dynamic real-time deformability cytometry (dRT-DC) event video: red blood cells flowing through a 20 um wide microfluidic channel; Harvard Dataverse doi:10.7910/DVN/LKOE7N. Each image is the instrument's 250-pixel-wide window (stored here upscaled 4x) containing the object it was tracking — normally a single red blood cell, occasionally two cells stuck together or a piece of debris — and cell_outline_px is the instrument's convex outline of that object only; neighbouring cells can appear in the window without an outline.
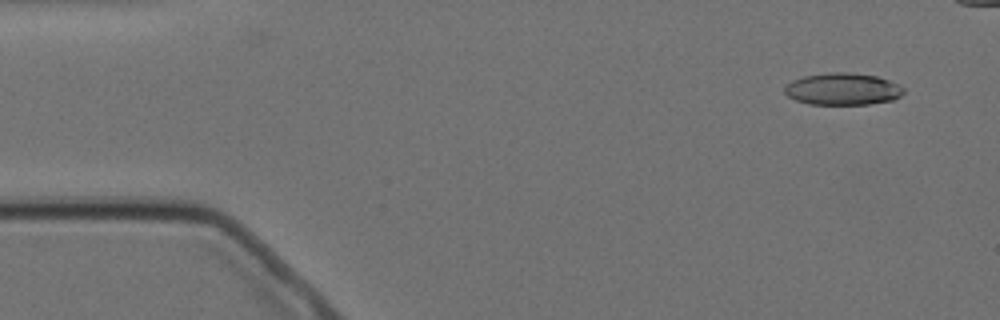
{"species": "Egyptian fruit bat (a non-hibernating species)", "species_latin": "Rousettus aegyptiacus", "temperature_condition": "cold", "stored_images_in_passage": 13, "camera_frame_rate_fps": 3000, "um_per_image_px": 0.085, "animal": {"sex": "female"}, "frame": {"image": 1, "passage_image": 1, "time_ms": 0.0, "image_size_px": [1000, 320], "cell_outline_px": [[904, 92], [900, 96], [892, 100], [868, 104], [808, 104], [796, 100], [788, 96], [784, 92], [784, 88], [792, 80], [804, 76], [828, 72], [848, 72], [876, 76], [888, 80], [904, 88]], "centroid_in_image_um": [71.61, 7.56], "position_along_channel_um": 13.4, "area_um2": 22.08}}
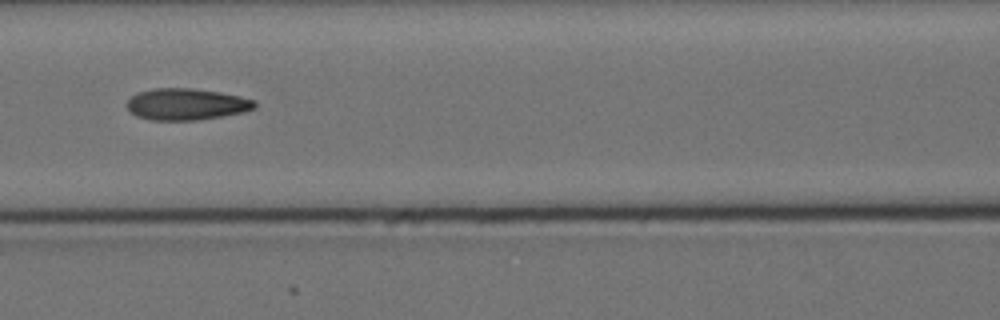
{"frame": {"image": 2, "passage_image": 6, "time_ms": 6.667, "image_size_px": [1000, 320], "cell_outline_px": [[256, 108], [244, 112], [224, 116], [200, 120], [152, 120], [136, 116], [124, 104], [136, 92], [156, 88], [192, 88], [220, 92], [240, 96], [256, 100]], "centroid_in_image_um": [15.86, 8.86], "position_along_channel_um": 150.7, "area_um2": 23.76}}
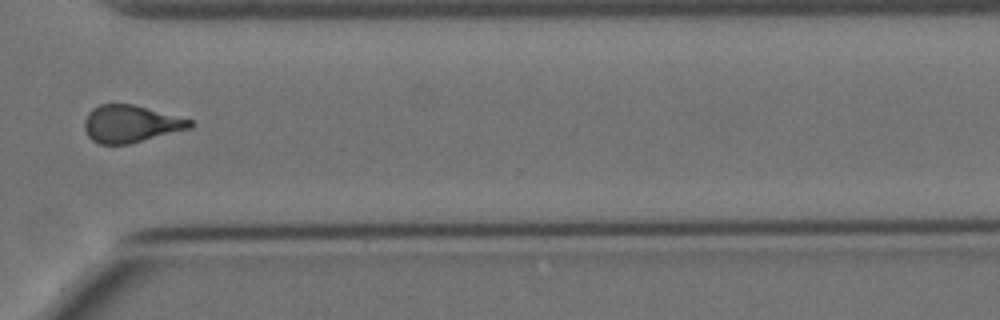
{"frame": {"image": 3, "passage_image": 11, "time_ms": 12.667, "image_size_px": [1000, 320], "cell_outline_px": [[192, 128], [128, 144], [100, 144], [92, 140], [88, 136], [84, 128], [84, 120], [88, 112], [92, 108], [100, 104], [132, 104], [192, 120]], "centroid_in_image_um": [11.07, 10.53], "position_along_channel_um": 359.5, "area_um2": 22.77}}